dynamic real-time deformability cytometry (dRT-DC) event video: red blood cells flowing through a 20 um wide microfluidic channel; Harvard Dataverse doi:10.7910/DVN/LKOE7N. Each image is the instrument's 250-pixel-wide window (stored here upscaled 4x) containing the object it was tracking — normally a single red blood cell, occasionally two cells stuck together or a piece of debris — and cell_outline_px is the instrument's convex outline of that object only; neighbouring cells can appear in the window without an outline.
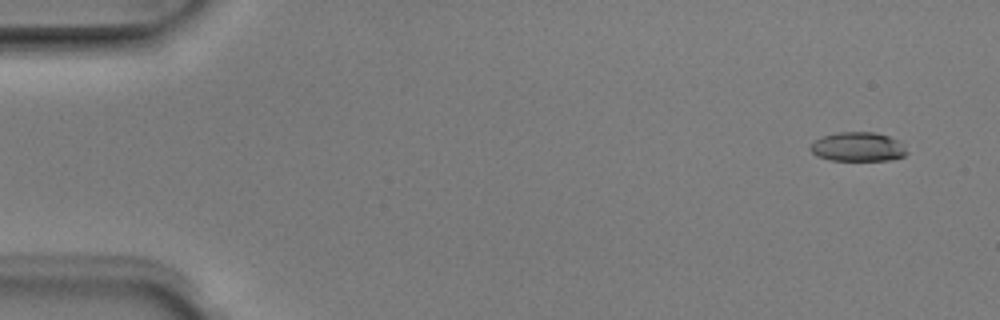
{"species": "Egyptian fruit bat (a non-hibernating species)", "species_latin": "Rousettus aegyptiacus", "temperature_condition": "room temperature", "stored_images_in_passage": 7, "camera_frame_rate_fps": 3000, "um_per_image_px": 0.085, "animal": {"sex": "male"}, "frame": {"image": 1, "passage_image": 1, "time_ms": 0.0, "image_size_px": [1000, 320], "cell_outline_px": [[908, 152], [904, 156], [888, 160], [828, 160], [816, 156], [808, 148], [816, 140], [824, 136], [836, 132], [876, 132], [900, 140]], "centroid_in_image_um": [72.93, 12.48], "position_along_channel_um": 12.1, "area_um2": 16.47}}
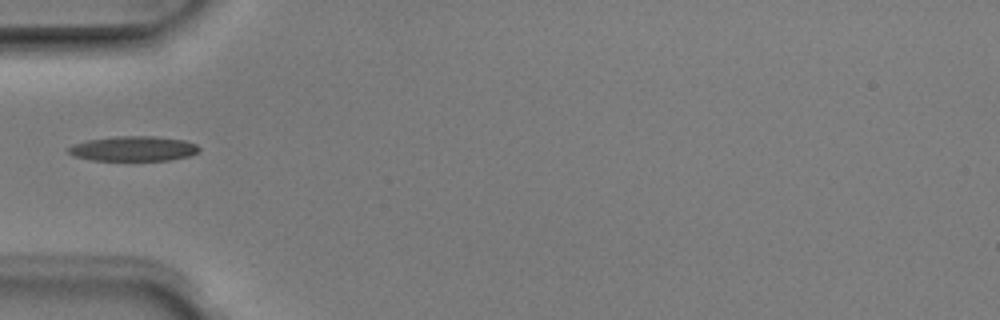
{"frame": {"image": 2, "passage_image": 5, "time_ms": 1.333, "image_size_px": [1000, 320], "cell_outline_px": [[200, 152], [188, 156], [172, 160], [92, 160], [76, 156], [68, 152], [64, 148], [72, 144], [88, 140], [116, 136], [156, 136], [184, 140], [196, 144], [200, 148]], "centroid_in_image_um": [11.35, 12.63], "position_along_channel_um": 73.7, "area_um2": 19.07}}
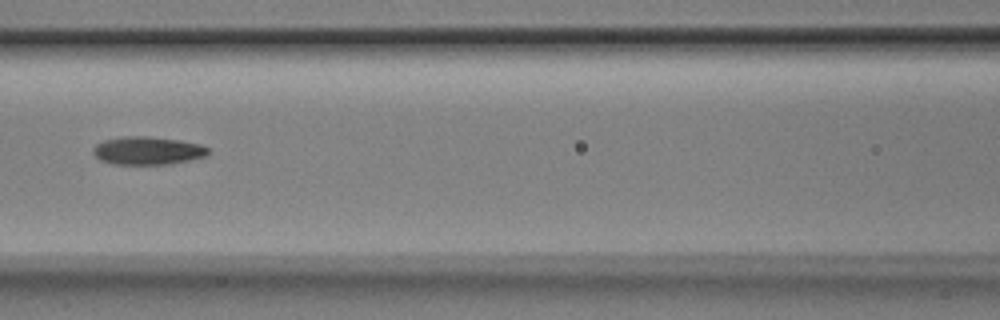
{"frame": {"image": 3, "passage_image": 7, "time_ms": 2.0, "image_size_px": [1000, 320], "cell_outline_px": [[208, 152], [204, 156], [188, 160], [168, 164], [112, 164], [100, 160], [92, 152], [92, 148], [96, 144], [104, 140], [124, 136], [148, 136], [180, 140], [200, 144], [208, 148]], "centroid_in_image_um": [12.5, 12.8], "position_along_channel_um": 154.1, "area_um2": 18.73}}